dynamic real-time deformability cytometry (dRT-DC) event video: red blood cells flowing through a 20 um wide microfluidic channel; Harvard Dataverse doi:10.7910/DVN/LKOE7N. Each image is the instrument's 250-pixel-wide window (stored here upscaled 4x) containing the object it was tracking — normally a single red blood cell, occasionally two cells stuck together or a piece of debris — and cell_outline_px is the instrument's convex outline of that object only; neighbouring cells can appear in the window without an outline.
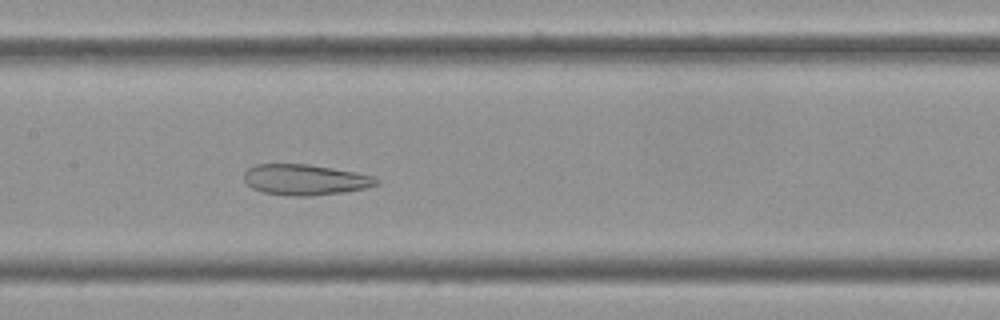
{"species": "Egyptian fruit bat (a non-hibernating species)", "species_latin": "Rousettus aegyptiacus", "temperature_condition": "cold", "stored_images_in_passage": 62, "camera_frame_rate_fps": 3000, "um_per_image_px": 0.085, "frame": {"image": 1, "passage_image": 30, "time_ms": 9.667, "image_size_px": [1000, 320], "cell_outline_px": [[380, 184], [348, 192], [312, 196], [292, 196], [264, 192], [252, 188], [244, 180], [244, 172], [248, 168], [256, 164], [308, 164], [352, 172], [372, 176], [380, 180]], "centroid_in_image_um": [25.93, 15.28], "position_along_channel_um": 181.5, "area_um2": 23.64}}
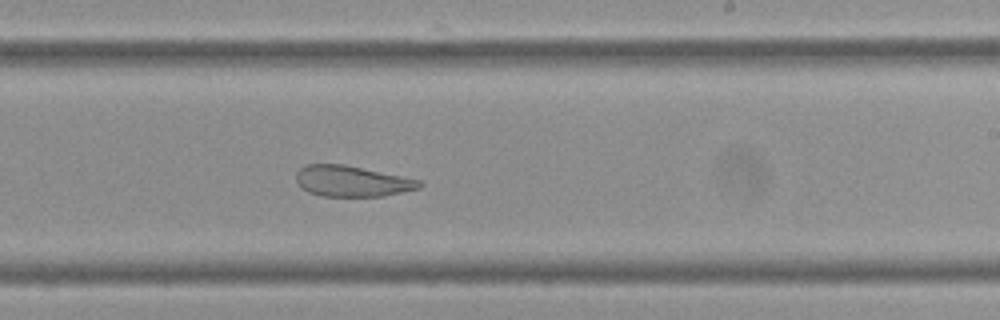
{"frame": {"image": 2, "passage_image": 37, "time_ms": 12.0, "image_size_px": [1000, 320], "cell_outline_px": [[424, 184], [420, 188], [384, 196], [320, 196], [308, 192], [300, 188], [296, 180], [296, 172], [300, 168], [308, 164], [344, 164], [420, 180]], "centroid_in_image_um": [29.89, 15.4], "position_along_channel_um": 259.1, "area_um2": 22.2}}
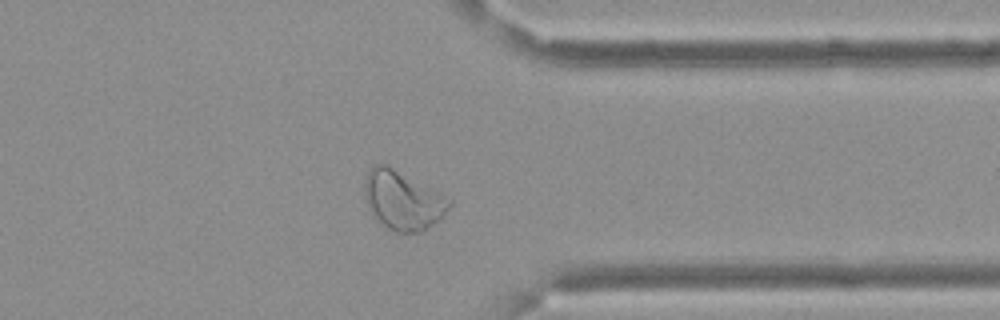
{"frame": {"image": 3, "passage_image": 48, "time_ms": 15.667, "image_size_px": [1000, 320], "cell_outline_px": [[452, 204], [444, 216], [440, 220], [420, 232], [396, 232], [388, 228], [376, 220], [372, 216], [368, 208], [364, 192], [364, 184], [368, 172], [372, 164], [384, 164], [440, 192], [452, 200]], "centroid_in_image_um": [34.24, 17.04], "position_along_channel_um": 377.2, "area_um2": 29.02}}